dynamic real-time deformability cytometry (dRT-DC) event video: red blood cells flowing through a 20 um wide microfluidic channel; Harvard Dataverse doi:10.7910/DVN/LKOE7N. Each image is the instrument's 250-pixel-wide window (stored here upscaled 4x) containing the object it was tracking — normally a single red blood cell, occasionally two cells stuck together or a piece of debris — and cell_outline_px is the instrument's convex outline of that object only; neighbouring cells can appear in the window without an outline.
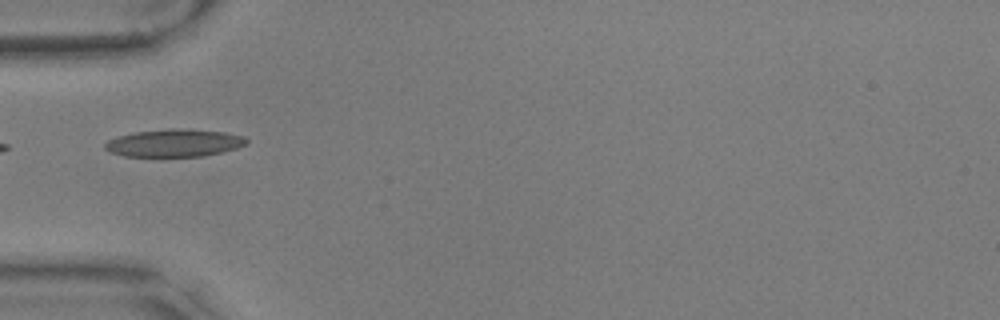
{"species": "common noctule bat (a hibernating species)", "species_latin": "Nyctalus noctula", "temperature_condition": "warm", "stored_images_in_passage": 8, "camera_frame_rate_fps": 3000, "um_per_image_px": 0.085, "animal": {"sex": "male", "body_mass_g": 17.9, "forearm_length_mm": 54.2}, "frame": {"image": 1, "passage_image": 1, "time_ms": 0.0, "image_size_px": [1000, 320], "cell_outline_px": [[248, 144], [236, 148], [204, 156], [124, 156], [108, 152], [104, 148], [104, 144], [108, 140], [120, 136], [136, 132], [172, 128], [176, 128], [224, 132], [244, 136], [248, 140]], "centroid_in_image_um": [14.81, 12.15], "position_along_channel_um": 70.2, "area_um2": 22.6}}